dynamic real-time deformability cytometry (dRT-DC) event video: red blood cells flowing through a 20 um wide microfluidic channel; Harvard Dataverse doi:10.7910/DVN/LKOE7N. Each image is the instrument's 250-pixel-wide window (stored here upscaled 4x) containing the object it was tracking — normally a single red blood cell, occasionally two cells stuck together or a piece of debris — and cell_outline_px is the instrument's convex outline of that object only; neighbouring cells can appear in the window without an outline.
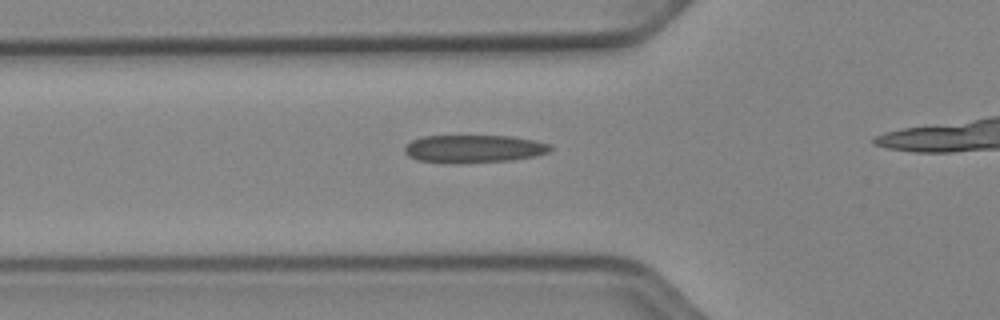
{"species": "Egyptian fruit bat (a non-hibernating species)", "species_latin": "Rousettus aegyptiacus", "temperature_condition": "cold", "stored_images_in_passage": 35, "camera_frame_rate_fps": 3000, "um_per_image_px": 0.085, "animal": {"sex": "female"}, "frame": {"image": 1, "passage_image": 11, "time_ms": 3.333, "image_size_px": [1000, 320], "cell_outline_px": [[552, 148], [548, 152], [532, 156], [512, 160], [452, 164], [416, 160], [408, 156], [404, 152], [404, 148], [412, 140], [424, 136], [512, 136], [552, 144]], "centroid_in_image_um": [40.24, 12.65], "position_along_channel_um": 85.6, "area_um2": 23.7}}
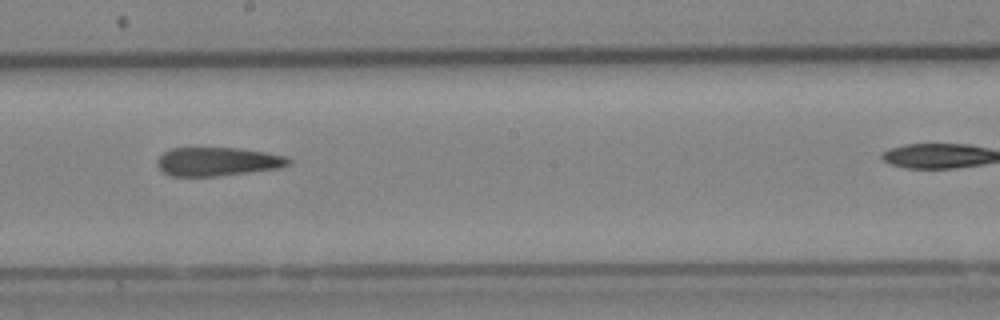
{"frame": {"image": 2, "passage_image": 22, "time_ms": 7.0, "image_size_px": [1000, 320], "cell_outline_px": [[292, 160], [288, 164], [280, 168], [216, 176], [172, 176], [164, 172], [156, 164], [156, 160], [164, 152], [172, 148], [236, 148], [268, 152], [288, 156]], "centroid_in_image_um": [18.52, 13.73], "position_along_channel_um": 229.7, "area_um2": 21.91}}
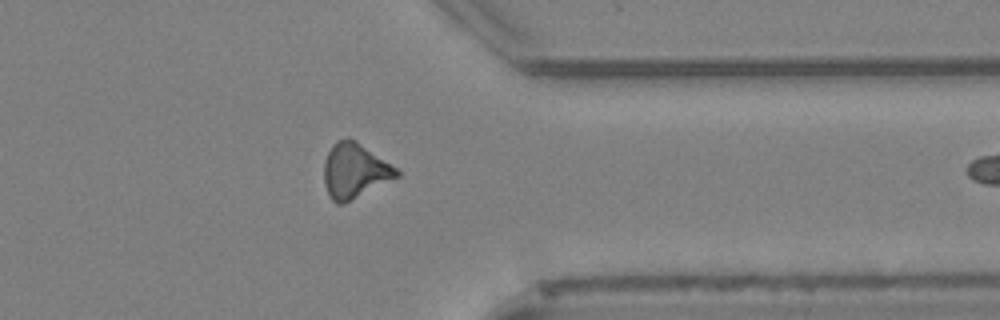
{"frame": {"image": 3, "passage_image": 34, "time_ms": 11.0, "image_size_px": [1000, 320], "cell_outline_px": [[400, 176], [344, 204], [336, 204], [328, 196], [324, 184], [324, 164], [328, 152], [332, 144], [336, 140], [348, 136], [356, 140], [396, 168], [400, 172]], "centroid_in_image_um": [30.12, 14.52], "position_along_channel_um": 381.3, "area_um2": 23.41}}